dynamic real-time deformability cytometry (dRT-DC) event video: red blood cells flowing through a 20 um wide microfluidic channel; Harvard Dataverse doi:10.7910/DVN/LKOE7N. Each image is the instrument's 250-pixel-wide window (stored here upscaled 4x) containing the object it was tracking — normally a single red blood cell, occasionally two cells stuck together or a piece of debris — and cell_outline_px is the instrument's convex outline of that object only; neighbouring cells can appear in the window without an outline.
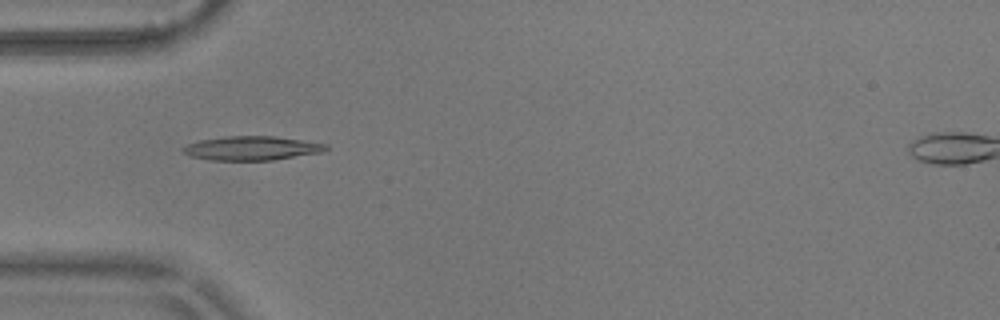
{"species": "common noctule bat (a hibernating species)", "species_latin": "Nyctalus noctula", "temperature_condition": "warm", "stored_images_in_passage": 45, "camera_frame_rate_fps": 3000, "um_per_image_px": 0.085, "animal": {"sex": "male", "body_mass_g": 17.9}, "frame": {"image": 1, "passage_image": 7, "time_ms": 2.0, "image_size_px": [1000, 320], "cell_outline_px": [[328, 148], [320, 152], [272, 160], [208, 160], [192, 156], [184, 152], [180, 148], [188, 144], [200, 140], [224, 136], [276, 136], [328, 144]], "centroid_in_image_um": [21.38, 12.59], "position_along_channel_um": 63.6, "area_um2": 19.88}}
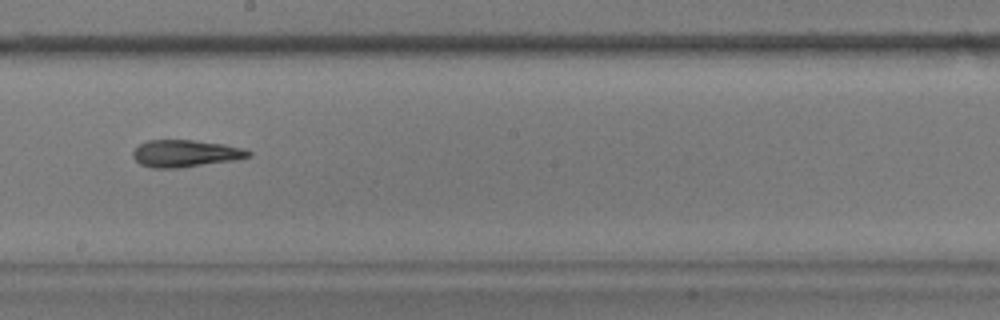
{"frame": {"image": 2, "passage_image": 21, "time_ms": 6.667, "image_size_px": [1000, 320], "cell_outline_px": [[252, 156], [232, 160], [176, 168], [152, 168], [140, 164], [132, 156], [132, 152], [140, 144], [148, 140], [192, 140], [224, 144], [244, 148], [252, 152]], "centroid_in_image_um": [15.75, 13.04], "position_along_channel_um": 232.4, "area_um2": 18.09}}
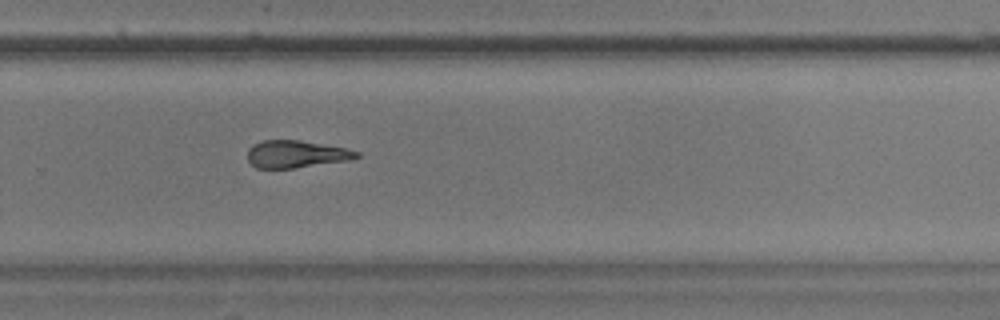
{"frame": {"image": 3, "passage_image": 27, "time_ms": 8.667, "image_size_px": [1000, 320], "cell_outline_px": [[360, 156], [348, 160], [292, 168], [256, 168], [248, 160], [248, 148], [252, 144], [264, 140], [300, 140], [344, 148], [360, 152]], "centroid_in_image_um": [25.13, 13.09], "position_along_channel_um": 304.7, "area_um2": 17.17}, "authors_computed_cell_mechanics": {"area_um2": 18.3804, "velocity_mm_per_s": 3.6199, "shape_relaxation_time_tau1_ms": null, "shape_relaxation_time_tau2_ms": 3.6118, "deformation_change_tau1": null, "deformation_change_tau2": 0.1239}}